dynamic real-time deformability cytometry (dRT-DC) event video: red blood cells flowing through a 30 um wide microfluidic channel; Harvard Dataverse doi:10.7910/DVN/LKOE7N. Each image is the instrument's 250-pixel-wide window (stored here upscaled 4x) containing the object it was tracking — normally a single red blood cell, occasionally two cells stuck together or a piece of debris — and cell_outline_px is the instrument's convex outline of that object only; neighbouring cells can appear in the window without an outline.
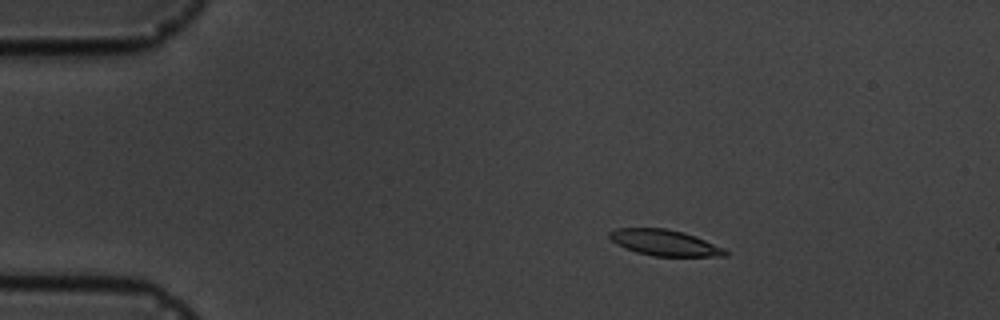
{"species": "common noctule bat (a hibernating species)", "species_latin": "Nyctalus noctula", "temperature_condition": "cold", "stored_images_in_passage": 5, "camera_frame_rate_fps": 3000, "um_per_image_px": 0.085, "animal": {"sex": "male", "body_mass_g": 19.5, "forearm_length_mm": 54.6}, "frame": {"image": 1, "passage_image": 3, "time_ms": 2.333, "image_size_px": [1000, 320], "cell_outline_px": [[728, 256], [652, 256], [636, 252], [624, 248], [616, 244], [608, 236], [608, 232], [616, 228], [668, 228], [684, 232], [696, 236], [724, 248], [728, 252]], "centroid_in_image_um": [56.48, 20.62], "position_along_channel_um": 28.5, "area_um2": 17.69}}